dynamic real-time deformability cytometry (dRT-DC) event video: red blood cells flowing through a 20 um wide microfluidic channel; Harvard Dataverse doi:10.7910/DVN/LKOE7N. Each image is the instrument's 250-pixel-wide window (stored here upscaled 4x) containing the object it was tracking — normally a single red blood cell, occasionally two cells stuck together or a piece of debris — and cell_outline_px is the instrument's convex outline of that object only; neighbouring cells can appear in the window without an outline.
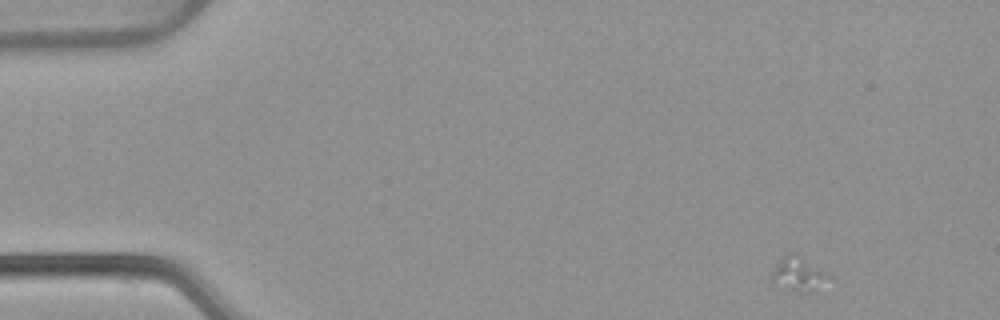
{"species": "common noctule bat (a hibernating species)", "species_latin": "Nyctalus noctula", "temperature_condition": "warm", "stored_images_in_passage": 35, "camera_frame_rate_fps": 3000, "um_per_image_px": 0.085, "animal": {"sex": "female", "body_mass_g": 22.7, "forearm_length_mm": 54.2}, "frame": {"image": 1, "passage_image": 1, "time_ms": 0.0, "image_size_px": [1000, 320], "cell_outline_px": [[836, 280], [808, 292], [800, 292], [772, 284], [768, 276], [784, 256], [788, 252], [792, 252], [800, 256], [832, 276]], "centroid_in_image_um": [67.9, 23.32], "position_along_channel_um": 17.1, "area_um2": 11.5}}